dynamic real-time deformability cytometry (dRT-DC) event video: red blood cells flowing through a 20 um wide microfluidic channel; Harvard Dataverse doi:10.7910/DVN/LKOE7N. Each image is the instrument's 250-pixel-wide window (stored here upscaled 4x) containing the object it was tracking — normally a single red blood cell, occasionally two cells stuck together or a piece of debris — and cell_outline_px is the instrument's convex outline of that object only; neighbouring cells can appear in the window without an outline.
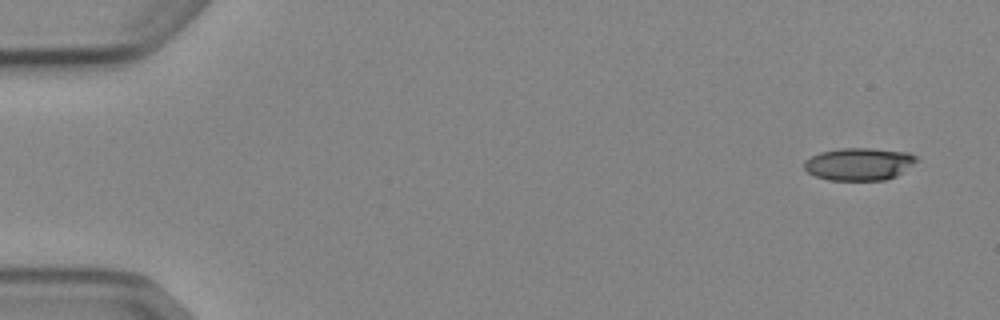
{"species": "Egyptian fruit bat (a non-hibernating species)", "species_latin": "Rousettus aegyptiacus", "temperature_condition": "cold", "stored_images_in_passage": 6, "camera_frame_rate_fps": 3000, "um_per_image_px": 0.085, "animal": {"sex": "female"}, "frame": {"image": 1, "passage_image": 1, "time_ms": 0.0, "image_size_px": [1000, 320], "cell_outline_px": [[920, 160], [896, 176], [884, 180], [828, 180], [816, 176], [808, 172], [804, 168], [804, 160], [820, 152], [840, 148], [872, 148], [908, 152], [916, 156]], "centroid_in_image_um": [73.03, 13.93], "position_along_channel_um": 12.0, "area_um2": 21.39}}
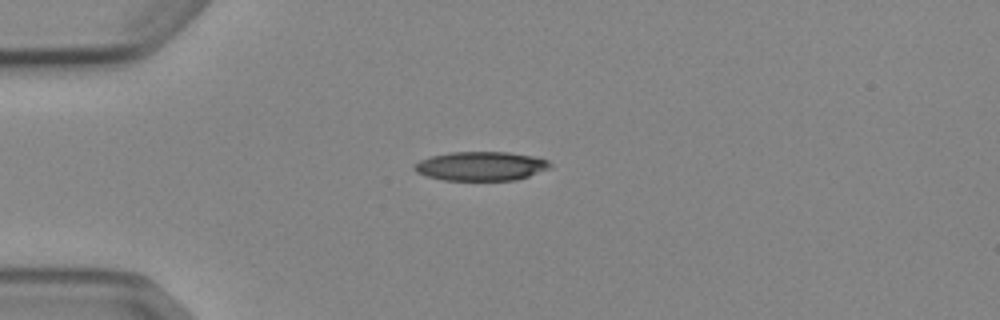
{"frame": {"image": 2, "passage_image": 4, "time_ms": 3.667, "image_size_px": [1000, 320], "cell_outline_px": [[552, 168], [516, 180], [444, 180], [424, 176], [416, 172], [412, 168], [420, 160], [432, 156], [448, 152], [508, 152], [536, 156], [548, 160], [552, 164]], "centroid_in_image_um": [40.9, 14.12], "position_along_channel_um": 44.1, "area_um2": 23.18}}
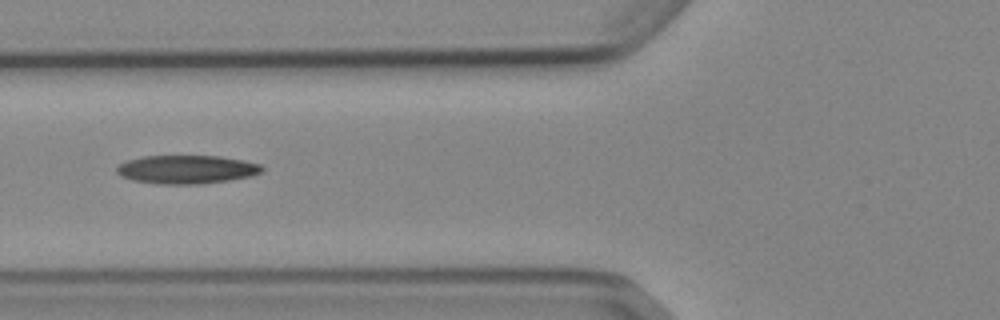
{"frame": {"image": 3, "passage_image": 6, "time_ms": 6.0, "image_size_px": [1000, 320], "cell_outline_px": [[264, 172], [248, 176], [228, 180], [196, 184], [156, 184], [132, 180], [120, 176], [116, 172], [116, 168], [120, 164], [128, 160], [140, 156], [220, 156], [244, 160], [260, 164], [264, 168]], "centroid_in_image_um": [15.84, 14.4], "position_along_channel_um": 110.0, "area_um2": 24.16}}